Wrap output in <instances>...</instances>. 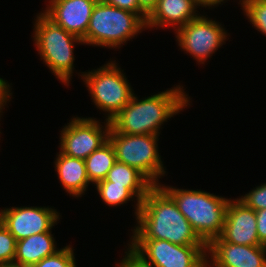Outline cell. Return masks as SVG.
I'll use <instances>...</instances> for the list:
<instances>
[{
	"label": "cell",
	"mask_w": 266,
	"mask_h": 267,
	"mask_svg": "<svg viewBox=\"0 0 266 267\" xmlns=\"http://www.w3.org/2000/svg\"><path fill=\"white\" fill-rule=\"evenodd\" d=\"M130 239L167 240L178 245H207L179 211L174 199L154 185L143 198Z\"/></svg>",
	"instance_id": "6da1fadb"
},
{
	"label": "cell",
	"mask_w": 266,
	"mask_h": 267,
	"mask_svg": "<svg viewBox=\"0 0 266 267\" xmlns=\"http://www.w3.org/2000/svg\"><path fill=\"white\" fill-rule=\"evenodd\" d=\"M181 85L129 103L113 118L111 130L124 134H160L162 124L190 105V97ZM186 93V94H185Z\"/></svg>",
	"instance_id": "7a4b0ae2"
},
{
	"label": "cell",
	"mask_w": 266,
	"mask_h": 267,
	"mask_svg": "<svg viewBox=\"0 0 266 267\" xmlns=\"http://www.w3.org/2000/svg\"><path fill=\"white\" fill-rule=\"evenodd\" d=\"M160 186L174 199L179 211L206 244L221 235L230 198L198 189Z\"/></svg>",
	"instance_id": "3957f363"
},
{
	"label": "cell",
	"mask_w": 266,
	"mask_h": 267,
	"mask_svg": "<svg viewBox=\"0 0 266 267\" xmlns=\"http://www.w3.org/2000/svg\"><path fill=\"white\" fill-rule=\"evenodd\" d=\"M144 29H147L146 22L138 14L97 2L82 40L87 45L120 49Z\"/></svg>",
	"instance_id": "277c9868"
},
{
	"label": "cell",
	"mask_w": 266,
	"mask_h": 267,
	"mask_svg": "<svg viewBox=\"0 0 266 267\" xmlns=\"http://www.w3.org/2000/svg\"><path fill=\"white\" fill-rule=\"evenodd\" d=\"M33 39L40 58L57 79L67 87L74 71V44H83L79 37L56 25L42 12L37 14Z\"/></svg>",
	"instance_id": "5b68a950"
},
{
	"label": "cell",
	"mask_w": 266,
	"mask_h": 267,
	"mask_svg": "<svg viewBox=\"0 0 266 267\" xmlns=\"http://www.w3.org/2000/svg\"><path fill=\"white\" fill-rule=\"evenodd\" d=\"M115 62L112 60L80 75L93 104L106 113L105 120L109 122L129 103L134 93L125 73H122L123 70Z\"/></svg>",
	"instance_id": "8992f818"
},
{
	"label": "cell",
	"mask_w": 266,
	"mask_h": 267,
	"mask_svg": "<svg viewBox=\"0 0 266 267\" xmlns=\"http://www.w3.org/2000/svg\"><path fill=\"white\" fill-rule=\"evenodd\" d=\"M157 135L108 133L116 161L132 166L141 172L153 185H160V178L166 174L158 151ZM159 178V179H158Z\"/></svg>",
	"instance_id": "52a82bcc"
},
{
	"label": "cell",
	"mask_w": 266,
	"mask_h": 267,
	"mask_svg": "<svg viewBox=\"0 0 266 267\" xmlns=\"http://www.w3.org/2000/svg\"><path fill=\"white\" fill-rule=\"evenodd\" d=\"M128 250L148 267H207V245H178L159 239H130Z\"/></svg>",
	"instance_id": "ba28073f"
},
{
	"label": "cell",
	"mask_w": 266,
	"mask_h": 267,
	"mask_svg": "<svg viewBox=\"0 0 266 267\" xmlns=\"http://www.w3.org/2000/svg\"><path fill=\"white\" fill-rule=\"evenodd\" d=\"M219 23L200 14L175 31L178 46L198 64H204L228 38L227 31Z\"/></svg>",
	"instance_id": "9c48e42d"
},
{
	"label": "cell",
	"mask_w": 266,
	"mask_h": 267,
	"mask_svg": "<svg viewBox=\"0 0 266 267\" xmlns=\"http://www.w3.org/2000/svg\"><path fill=\"white\" fill-rule=\"evenodd\" d=\"M96 118L72 117L71 121L60 133V151L70 157L85 160L93 151L108 140L111 128L109 121L105 126L95 120Z\"/></svg>",
	"instance_id": "30bf717a"
},
{
	"label": "cell",
	"mask_w": 266,
	"mask_h": 267,
	"mask_svg": "<svg viewBox=\"0 0 266 267\" xmlns=\"http://www.w3.org/2000/svg\"><path fill=\"white\" fill-rule=\"evenodd\" d=\"M50 207H11L0 210V221L16 241L51 231L61 215Z\"/></svg>",
	"instance_id": "8fae6325"
},
{
	"label": "cell",
	"mask_w": 266,
	"mask_h": 267,
	"mask_svg": "<svg viewBox=\"0 0 266 267\" xmlns=\"http://www.w3.org/2000/svg\"><path fill=\"white\" fill-rule=\"evenodd\" d=\"M206 258L207 267H266V246L228 243L219 236L207 244Z\"/></svg>",
	"instance_id": "7c38bea8"
},
{
	"label": "cell",
	"mask_w": 266,
	"mask_h": 267,
	"mask_svg": "<svg viewBox=\"0 0 266 267\" xmlns=\"http://www.w3.org/2000/svg\"><path fill=\"white\" fill-rule=\"evenodd\" d=\"M96 3L95 0H49L42 13L67 32L83 39Z\"/></svg>",
	"instance_id": "4fadbf2b"
},
{
	"label": "cell",
	"mask_w": 266,
	"mask_h": 267,
	"mask_svg": "<svg viewBox=\"0 0 266 267\" xmlns=\"http://www.w3.org/2000/svg\"><path fill=\"white\" fill-rule=\"evenodd\" d=\"M220 237L233 244L258 246L256 213L238 198L229 201Z\"/></svg>",
	"instance_id": "5bb4252c"
},
{
	"label": "cell",
	"mask_w": 266,
	"mask_h": 267,
	"mask_svg": "<svg viewBox=\"0 0 266 267\" xmlns=\"http://www.w3.org/2000/svg\"><path fill=\"white\" fill-rule=\"evenodd\" d=\"M197 8L195 0H158L147 16L146 28L172 27L176 31L200 15Z\"/></svg>",
	"instance_id": "9a60e30c"
},
{
	"label": "cell",
	"mask_w": 266,
	"mask_h": 267,
	"mask_svg": "<svg viewBox=\"0 0 266 267\" xmlns=\"http://www.w3.org/2000/svg\"><path fill=\"white\" fill-rule=\"evenodd\" d=\"M56 155L54 163L60 183L70 196L81 197L91 184L86 173L85 160L67 156L61 151Z\"/></svg>",
	"instance_id": "2e32d148"
},
{
	"label": "cell",
	"mask_w": 266,
	"mask_h": 267,
	"mask_svg": "<svg viewBox=\"0 0 266 267\" xmlns=\"http://www.w3.org/2000/svg\"><path fill=\"white\" fill-rule=\"evenodd\" d=\"M52 231L31 235L16 241L14 266L28 267L40 262L58 250Z\"/></svg>",
	"instance_id": "e0dca14e"
},
{
	"label": "cell",
	"mask_w": 266,
	"mask_h": 267,
	"mask_svg": "<svg viewBox=\"0 0 266 267\" xmlns=\"http://www.w3.org/2000/svg\"><path fill=\"white\" fill-rule=\"evenodd\" d=\"M105 179L109 182H114V184L124 185L136 197V201H134L136 203L135 216L140 210L141 201L154 186L137 169L119 161L115 162Z\"/></svg>",
	"instance_id": "ac0fdd59"
},
{
	"label": "cell",
	"mask_w": 266,
	"mask_h": 267,
	"mask_svg": "<svg viewBox=\"0 0 266 267\" xmlns=\"http://www.w3.org/2000/svg\"><path fill=\"white\" fill-rule=\"evenodd\" d=\"M115 162L116 156L113 146L107 140L85 159L86 173L90 183L95 185L104 180Z\"/></svg>",
	"instance_id": "d6986e66"
},
{
	"label": "cell",
	"mask_w": 266,
	"mask_h": 267,
	"mask_svg": "<svg viewBox=\"0 0 266 267\" xmlns=\"http://www.w3.org/2000/svg\"><path fill=\"white\" fill-rule=\"evenodd\" d=\"M94 186L97 189L100 199L111 207L121 206L135 198V196L124 186L114 184L106 179L96 183Z\"/></svg>",
	"instance_id": "ffe728a7"
},
{
	"label": "cell",
	"mask_w": 266,
	"mask_h": 267,
	"mask_svg": "<svg viewBox=\"0 0 266 267\" xmlns=\"http://www.w3.org/2000/svg\"><path fill=\"white\" fill-rule=\"evenodd\" d=\"M238 4L253 27L266 35V0H239Z\"/></svg>",
	"instance_id": "44dd1931"
},
{
	"label": "cell",
	"mask_w": 266,
	"mask_h": 267,
	"mask_svg": "<svg viewBox=\"0 0 266 267\" xmlns=\"http://www.w3.org/2000/svg\"><path fill=\"white\" fill-rule=\"evenodd\" d=\"M72 246L67 245L55 254L45 257L40 262L28 267H77Z\"/></svg>",
	"instance_id": "7402d4cb"
},
{
	"label": "cell",
	"mask_w": 266,
	"mask_h": 267,
	"mask_svg": "<svg viewBox=\"0 0 266 267\" xmlns=\"http://www.w3.org/2000/svg\"><path fill=\"white\" fill-rule=\"evenodd\" d=\"M16 239L0 221V266L14 265Z\"/></svg>",
	"instance_id": "603a6c76"
},
{
	"label": "cell",
	"mask_w": 266,
	"mask_h": 267,
	"mask_svg": "<svg viewBox=\"0 0 266 267\" xmlns=\"http://www.w3.org/2000/svg\"><path fill=\"white\" fill-rule=\"evenodd\" d=\"M238 199L255 211L266 209V183L253 188L249 193Z\"/></svg>",
	"instance_id": "cb8c5ba5"
},
{
	"label": "cell",
	"mask_w": 266,
	"mask_h": 267,
	"mask_svg": "<svg viewBox=\"0 0 266 267\" xmlns=\"http://www.w3.org/2000/svg\"><path fill=\"white\" fill-rule=\"evenodd\" d=\"M104 2L114 7L134 12L146 22L147 15L139 8L138 0H105Z\"/></svg>",
	"instance_id": "d4e9b609"
},
{
	"label": "cell",
	"mask_w": 266,
	"mask_h": 267,
	"mask_svg": "<svg viewBox=\"0 0 266 267\" xmlns=\"http://www.w3.org/2000/svg\"><path fill=\"white\" fill-rule=\"evenodd\" d=\"M256 221H257V234L259 242L266 246V209L257 210Z\"/></svg>",
	"instance_id": "484cf974"
},
{
	"label": "cell",
	"mask_w": 266,
	"mask_h": 267,
	"mask_svg": "<svg viewBox=\"0 0 266 267\" xmlns=\"http://www.w3.org/2000/svg\"><path fill=\"white\" fill-rule=\"evenodd\" d=\"M11 86L8 83L7 80H4L3 78L0 77V118H1V113H3L2 110L5 109V106L7 102L11 100L12 92L10 89ZM1 120V119H0Z\"/></svg>",
	"instance_id": "4316f807"
},
{
	"label": "cell",
	"mask_w": 266,
	"mask_h": 267,
	"mask_svg": "<svg viewBox=\"0 0 266 267\" xmlns=\"http://www.w3.org/2000/svg\"><path fill=\"white\" fill-rule=\"evenodd\" d=\"M124 258L117 262V267H148L144 265L136 256H134L128 249H126Z\"/></svg>",
	"instance_id": "83f0119b"
},
{
	"label": "cell",
	"mask_w": 266,
	"mask_h": 267,
	"mask_svg": "<svg viewBox=\"0 0 266 267\" xmlns=\"http://www.w3.org/2000/svg\"><path fill=\"white\" fill-rule=\"evenodd\" d=\"M158 0H138L139 8L148 16L155 8Z\"/></svg>",
	"instance_id": "f1b7e54d"
},
{
	"label": "cell",
	"mask_w": 266,
	"mask_h": 267,
	"mask_svg": "<svg viewBox=\"0 0 266 267\" xmlns=\"http://www.w3.org/2000/svg\"><path fill=\"white\" fill-rule=\"evenodd\" d=\"M195 1H196L198 8H199V6H201L202 8L208 7V9H209L210 7L212 8V6H214V7L219 6V4H221V2L225 3L224 1H226V0H195Z\"/></svg>",
	"instance_id": "f546056e"
},
{
	"label": "cell",
	"mask_w": 266,
	"mask_h": 267,
	"mask_svg": "<svg viewBox=\"0 0 266 267\" xmlns=\"http://www.w3.org/2000/svg\"><path fill=\"white\" fill-rule=\"evenodd\" d=\"M0 267H17V266H14V265H7V266H0Z\"/></svg>",
	"instance_id": "4dcf8cb0"
},
{
	"label": "cell",
	"mask_w": 266,
	"mask_h": 267,
	"mask_svg": "<svg viewBox=\"0 0 266 267\" xmlns=\"http://www.w3.org/2000/svg\"><path fill=\"white\" fill-rule=\"evenodd\" d=\"M96 2H104L105 0H95Z\"/></svg>",
	"instance_id": "1f68e13d"
}]
</instances>
